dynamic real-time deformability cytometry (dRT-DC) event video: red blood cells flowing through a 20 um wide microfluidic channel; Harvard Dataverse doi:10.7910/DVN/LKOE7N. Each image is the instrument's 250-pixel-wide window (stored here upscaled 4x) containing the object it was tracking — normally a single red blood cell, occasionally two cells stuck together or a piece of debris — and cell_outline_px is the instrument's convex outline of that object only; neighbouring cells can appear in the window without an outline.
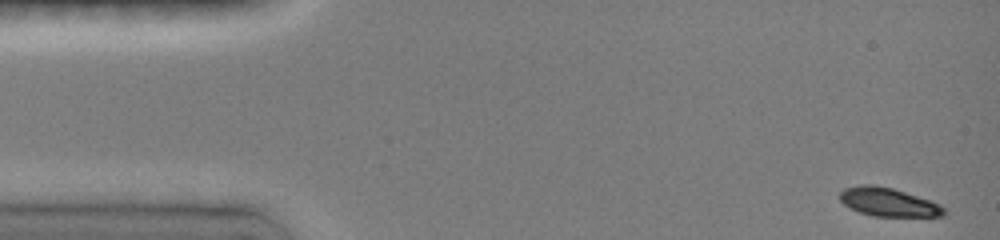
{"species": "common noctule bat (a hibernating species)", "species_latin": "Nyctalus noctula", "temperature_condition": "room temperature", "stored_images_in_passage": 8, "camera_frame_rate_fps": 3000, "um_per_image_px": 0.085, "animal": {"sex": "female", "body_mass_g": 19.0, "forearm_length_mm": 51.5}, "frame": {"image": 1, "passage_image": 1, "time_ms": 0.0, "image_size_px": [1000, 240], "cell_outline_px": [[948, 212], [944, 216], [872, 216], [860, 212], [844, 204], [840, 200], [840, 192], [844, 188], [860, 184], [876, 184], [892, 188], [940, 204]], "centroid_in_image_um": [75.5, 17.17], "position_along_channel_um": 9.5, "area_um2": 17.22}}
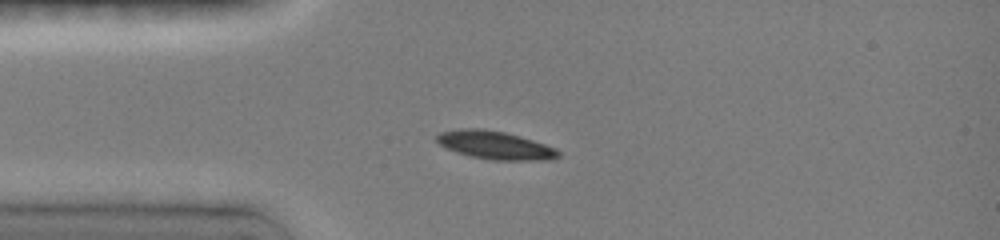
{"frame": {"image": 2, "passage_image": 4, "time_ms": 3.333, "image_size_px": [1000, 240], "cell_outline_px": [[560, 156], [556, 160], [492, 160], [472, 156], [456, 152], [440, 144], [436, 140], [436, 136], [440, 132], [460, 128], [484, 128], [504, 132], [532, 140], [556, 148], [560, 152]], "centroid_in_image_um": [42.11, 12.34], "position_along_channel_um": 42.9, "area_um2": 19.94}}
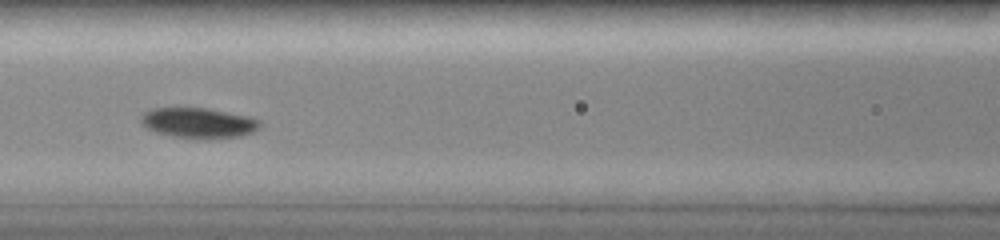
{"frame": {"image": 3, "passage_image": 7, "time_ms": 6.333, "image_size_px": [1000, 240], "cell_outline_px": [[260, 128], [252, 132], [240, 136], [208, 140], [172, 136], [156, 132], [140, 124], [140, 116], [144, 112], [152, 108], [204, 108], [252, 116], [260, 120]], "centroid_in_image_um": [16.88, 10.46], "position_along_channel_um": 149.7, "area_um2": 21.33}}